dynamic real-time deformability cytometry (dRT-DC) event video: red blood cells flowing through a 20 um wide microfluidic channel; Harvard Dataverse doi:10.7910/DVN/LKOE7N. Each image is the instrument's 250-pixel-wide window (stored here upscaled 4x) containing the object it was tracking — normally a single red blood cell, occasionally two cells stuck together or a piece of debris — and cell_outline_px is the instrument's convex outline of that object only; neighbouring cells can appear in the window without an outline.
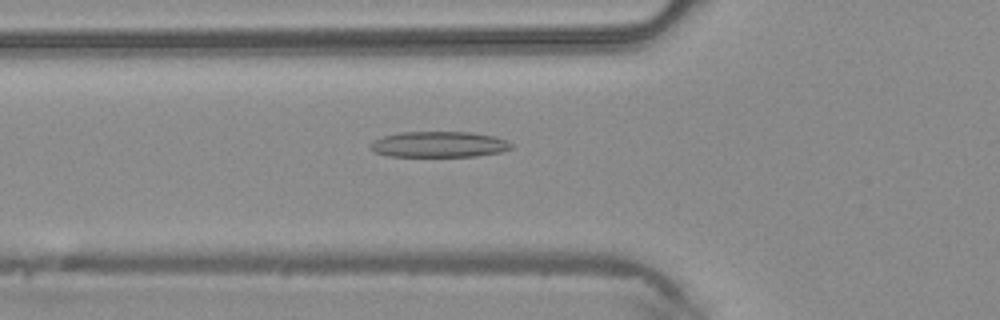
{"species": "common noctule bat (a hibernating species)", "species_latin": "Nyctalus noctula", "temperature_condition": "warm", "stored_images_in_passage": 45, "camera_frame_rate_fps": 3000, "um_per_image_px": 0.085, "animal": {"sex": "male", "body_mass_g": 20.4}, "frame": {"image": 1, "passage_image": 16, "time_ms": 5.0, "image_size_px": [1000, 320], "cell_outline_px": [[512, 148], [500, 152], [476, 156], [388, 156], [376, 152], [372, 148], [372, 140], [384, 136], [400, 132], [472, 132], [496, 136], [508, 140], [512, 144]], "centroid_in_image_um": [37.37, 12.26], "position_along_channel_um": 88.4, "area_um2": 21.15}}
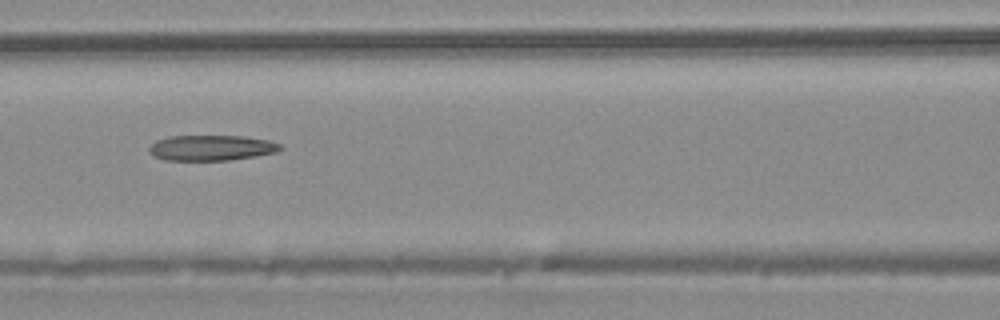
{"frame": {"image": 2, "passage_image": 20, "time_ms": 6.333, "image_size_px": [1000, 320], "cell_outline_px": [[284, 148], [276, 152], [256, 156], [228, 160], [164, 160], [152, 156], [148, 152], [148, 148], [156, 140], [172, 136], [244, 136], [268, 140], [280, 144]], "centroid_in_image_um": [17.95, 12.57], "position_along_channel_um": 148.7, "area_um2": 19.54}}
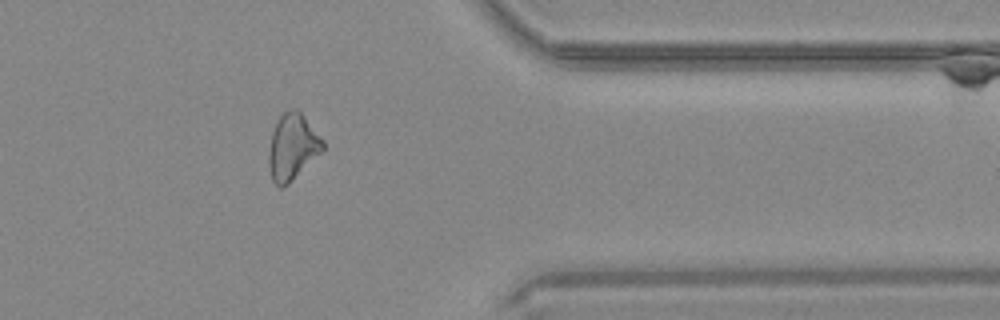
{"frame": {"image": 3, "passage_image": 37, "time_ms": 12.0, "image_size_px": [1000, 320], "cell_outline_px": [[324, 148], [284, 188], [280, 188], [272, 180], [268, 164], [268, 152], [272, 132], [276, 120], [284, 112], [292, 108], [296, 108], [300, 112], [324, 140]], "centroid_in_image_um": [24.82, 12.48], "position_along_channel_um": 386.6, "area_um2": 20.63}}